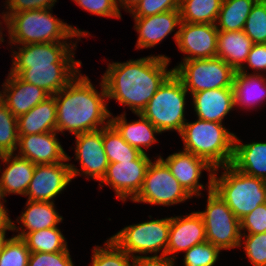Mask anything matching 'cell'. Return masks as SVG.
<instances>
[{"mask_svg": "<svg viewBox=\"0 0 266 266\" xmlns=\"http://www.w3.org/2000/svg\"><path fill=\"white\" fill-rule=\"evenodd\" d=\"M170 58L165 55L147 56L126 62L108 63L103 74L107 99L128 106L140 114L159 87L173 73L167 70Z\"/></svg>", "mask_w": 266, "mask_h": 266, "instance_id": "obj_1", "label": "cell"}, {"mask_svg": "<svg viewBox=\"0 0 266 266\" xmlns=\"http://www.w3.org/2000/svg\"><path fill=\"white\" fill-rule=\"evenodd\" d=\"M8 75L0 91V100L17 118L50 96L42 88L23 81L18 75Z\"/></svg>", "mask_w": 266, "mask_h": 266, "instance_id": "obj_20", "label": "cell"}, {"mask_svg": "<svg viewBox=\"0 0 266 266\" xmlns=\"http://www.w3.org/2000/svg\"><path fill=\"white\" fill-rule=\"evenodd\" d=\"M240 230L247 234L266 232V203L260 204L251 213L240 219Z\"/></svg>", "mask_w": 266, "mask_h": 266, "instance_id": "obj_42", "label": "cell"}, {"mask_svg": "<svg viewBox=\"0 0 266 266\" xmlns=\"http://www.w3.org/2000/svg\"><path fill=\"white\" fill-rule=\"evenodd\" d=\"M22 239L31 253L69 251L67 241L58 227L29 232Z\"/></svg>", "mask_w": 266, "mask_h": 266, "instance_id": "obj_32", "label": "cell"}, {"mask_svg": "<svg viewBox=\"0 0 266 266\" xmlns=\"http://www.w3.org/2000/svg\"><path fill=\"white\" fill-rule=\"evenodd\" d=\"M57 131L40 134L18 135V151L20 157L30 160L34 164H54L64 162L67 154L63 150Z\"/></svg>", "mask_w": 266, "mask_h": 266, "instance_id": "obj_18", "label": "cell"}, {"mask_svg": "<svg viewBox=\"0 0 266 266\" xmlns=\"http://www.w3.org/2000/svg\"><path fill=\"white\" fill-rule=\"evenodd\" d=\"M234 107H256L266 99V77L264 74H248L235 71L233 77Z\"/></svg>", "mask_w": 266, "mask_h": 266, "instance_id": "obj_29", "label": "cell"}, {"mask_svg": "<svg viewBox=\"0 0 266 266\" xmlns=\"http://www.w3.org/2000/svg\"><path fill=\"white\" fill-rule=\"evenodd\" d=\"M257 1L223 0L215 23L216 28L219 31L231 32L243 30L246 19Z\"/></svg>", "mask_w": 266, "mask_h": 266, "instance_id": "obj_30", "label": "cell"}, {"mask_svg": "<svg viewBox=\"0 0 266 266\" xmlns=\"http://www.w3.org/2000/svg\"><path fill=\"white\" fill-rule=\"evenodd\" d=\"M179 2L180 0H141L130 14L133 18H139L179 10Z\"/></svg>", "mask_w": 266, "mask_h": 266, "instance_id": "obj_40", "label": "cell"}, {"mask_svg": "<svg viewBox=\"0 0 266 266\" xmlns=\"http://www.w3.org/2000/svg\"><path fill=\"white\" fill-rule=\"evenodd\" d=\"M0 159L7 165L0 175V195L3 197L7 194L25 196L36 164L14 153L0 155Z\"/></svg>", "mask_w": 266, "mask_h": 266, "instance_id": "obj_23", "label": "cell"}, {"mask_svg": "<svg viewBox=\"0 0 266 266\" xmlns=\"http://www.w3.org/2000/svg\"><path fill=\"white\" fill-rule=\"evenodd\" d=\"M256 74L266 71V43L254 44L245 61ZM261 71V72H260ZM259 72V73H258Z\"/></svg>", "mask_w": 266, "mask_h": 266, "instance_id": "obj_45", "label": "cell"}, {"mask_svg": "<svg viewBox=\"0 0 266 266\" xmlns=\"http://www.w3.org/2000/svg\"><path fill=\"white\" fill-rule=\"evenodd\" d=\"M173 73L181 80L189 94L199 91L230 88L235 70L219 57L180 62Z\"/></svg>", "mask_w": 266, "mask_h": 266, "instance_id": "obj_9", "label": "cell"}, {"mask_svg": "<svg viewBox=\"0 0 266 266\" xmlns=\"http://www.w3.org/2000/svg\"><path fill=\"white\" fill-rule=\"evenodd\" d=\"M188 91L181 80L172 73L159 87L140 113L161 133L175 130L180 134L186 123L185 104Z\"/></svg>", "mask_w": 266, "mask_h": 266, "instance_id": "obj_6", "label": "cell"}, {"mask_svg": "<svg viewBox=\"0 0 266 266\" xmlns=\"http://www.w3.org/2000/svg\"><path fill=\"white\" fill-rule=\"evenodd\" d=\"M69 160L71 157L67 156L64 162L36 164L25 195L28 196V200L54 202L53 198L60 194L73 179L69 163H65Z\"/></svg>", "mask_w": 266, "mask_h": 266, "instance_id": "obj_14", "label": "cell"}, {"mask_svg": "<svg viewBox=\"0 0 266 266\" xmlns=\"http://www.w3.org/2000/svg\"><path fill=\"white\" fill-rule=\"evenodd\" d=\"M208 181L206 209L198 212L204 222L206 239L220 250L240 247V220L212 189V177Z\"/></svg>", "mask_w": 266, "mask_h": 266, "instance_id": "obj_7", "label": "cell"}, {"mask_svg": "<svg viewBox=\"0 0 266 266\" xmlns=\"http://www.w3.org/2000/svg\"><path fill=\"white\" fill-rule=\"evenodd\" d=\"M243 240L245 254L249 258L250 264H253V266H266V232L247 235L245 232L241 233L240 246Z\"/></svg>", "mask_w": 266, "mask_h": 266, "instance_id": "obj_39", "label": "cell"}, {"mask_svg": "<svg viewBox=\"0 0 266 266\" xmlns=\"http://www.w3.org/2000/svg\"><path fill=\"white\" fill-rule=\"evenodd\" d=\"M82 9L93 15L102 17L121 18V12H119L115 0H73Z\"/></svg>", "mask_w": 266, "mask_h": 266, "instance_id": "obj_41", "label": "cell"}, {"mask_svg": "<svg viewBox=\"0 0 266 266\" xmlns=\"http://www.w3.org/2000/svg\"><path fill=\"white\" fill-rule=\"evenodd\" d=\"M18 139L17 117L0 100V155L14 153L18 149Z\"/></svg>", "mask_w": 266, "mask_h": 266, "instance_id": "obj_34", "label": "cell"}, {"mask_svg": "<svg viewBox=\"0 0 266 266\" xmlns=\"http://www.w3.org/2000/svg\"><path fill=\"white\" fill-rule=\"evenodd\" d=\"M218 168L224 169L220 177ZM212 189L239 220L266 203V180L244 174L231 164L214 168Z\"/></svg>", "mask_w": 266, "mask_h": 266, "instance_id": "obj_5", "label": "cell"}, {"mask_svg": "<svg viewBox=\"0 0 266 266\" xmlns=\"http://www.w3.org/2000/svg\"><path fill=\"white\" fill-rule=\"evenodd\" d=\"M174 34L179 50L187 56L183 61L217 57L218 32L215 24L181 22Z\"/></svg>", "mask_w": 266, "mask_h": 266, "instance_id": "obj_13", "label": "cell"}, {"mask_svg": "<svg viewBox=\"0 0 266 266\" xmlns=\"http://www.w3.org/2000/svg\"><path fill=\"white\" fill-rule=\"evenodd\" d=\"M220 249L208 241L192 246L185 251L184 266H214Z\"/></svg>", "mask_w": 266, "mask_h": 266, "instance_id": "obj_37", "label": "cell"}, {"mask_svg": "<svg viewBox=\"0 0 266 266\" xmlns=\"http://www.w3.org/2000/svg\"><path fill=\"white\" fill-rule=\"evenodd\" d=\"M70 256L69 251L34 252L30 254L28 266H74Z\"/></svg>", "mask_w": 266, "mask_h": 266, "instance_id": "obj_43", "label": "cell"}, {"mask_svg": "<svg viewBox=\"0 0 266 266\" xmlns=\"http://www.w3.org/2000/svg\"><path fill=\"white\" fill-rule=\"evenodd\" d=\"M134 29L138 32L136 49L151 48L160 43L175 27L181 24L179 10H172L157 15L134 18Z\"/></svg>", "mask_w": 266, "mask_h": 266, "instance_id": "obj_21", "label": "cell"}, {"mask_svg": "<svg viewBox=\"0 0 266 266\" xmlns=\"http://www.w3.org/2000/svg\"><path fill=\"white\" fill-rule=\"evenodd\" d=\"M34 43L22 45L13 53L12 68H31L41 64H82L74 59L76 42ZM72 45V46H71ZM73 47V48H72ZM73 51V52H72Z\"/></svg>", "mask_w": 266, "mask_h": 266, "instance_id": "obj_15", "label": "cell"}, {"mask_svg": "<svg viewBox=\"0 0 266 266\" xmlns=\"http://www.w3.org/2000/svg\"><path fill=\"white\" fill-rule=\"evenodd\" d=\"M75 159L79 160L81 170L69 163L72 178L85 175L96 181H101L106 174L109 161L103 145V128L75 135ZM80 171L83 172L80 174Z\"/></svg>", "mask_w": 266, "mask_h": 266, "instance_id": "obj_12", "label": "cell"}, {"mask_svg": "<svg viewBox=\"0 0 266 266\" xmlns=\"http://www.w3.org/2000/svg\"><path fill=\"white\" fill-rule=\"evenodd\" d=\"M80 73L54 95L58 133L69 131L78 135L105 128L110 124L111 113L104 99L107 98V92L103 80L100 83L101 91L98 92L90 78Z\"/></svg>", "mask_w": 266, "mask_h": 266, "instance_id": "obj_2", "label": "cell"}, {"mask_svg": "<svg viewBox=\"0 0 266 266\" xmlns=\"http://www.w3.org/2000/svg\"><path fill=\"white\" fill-rule=\"evenodd\" d=\"M191 197L158 157L147 168L142 188L133 202L171 206Z\"/></svg>", "mask_w": 266, "mask_h": 266, "instance_id": "obj_10", "label": "cell"}, {"mask_svg": "<svg viewBox=\"0 0 266 266\" xmlns=\"http://www.w3.org/2000/svg\"><path fill=\"white\" fill-rule=\"evenodd\" d=\"M179 135L184 142L183 150L204 158L214 168L231 164L236 135L222 123L186 121Z\"/></svg>", "mask_w": 266, "mask_h": 266, "instance_id": "obj_4", "label": "cell"}, {"mask_svg": "<svg viewBox=\"0 0 266 266\" xmlns=\"http://www.w3.org/2000/svg\"><path fill=\"white\" fill-rule=\"evenodd\" d=\"M170 224L171 217L153 219L126 226L110 239L133 259L141 256L140 254L157 255L160 251V255H166Z\"/></svg>", "mask_w": 266, "mask_h": 266, "instance_id": "obj_8", "label": "cell"}, {"mask_svg": "<svg viewBox=\"0 0 266 266\" xmlns=\"http://www.w3.org/2000/svg\"><path fill=\"white\" fill-rule=\"evenodd\" d=\"M243 31L254 44L266 43V0H258L252 7Z\"/></svg>", "mask_w": 266, "mask_h": 266, "instance_id": "obj_36", "label": "cell"}, {"mask_svg": "<svg viewBox=\"0 0 266 266\" xmlns=\"http://www.w3.org/2000/svg\"><path fill=\"white\" fill-rule=\"evenodd\" d=\"M3 198L4 197L0 195V223H14V221L12 222V220L10 219L5 205H3L6 202V200H3Z\"/></svg>", "mask_w": 266, "mask_h": 266, "instance_id": "obj_49", "label": "cell"}, {"mask_svg": "<svg viewBox=\"0 0 266 266\" xmlns=\"http://www.w3.org/2000/svg\"><path fill=\"white\" fill-rule=\"evenodd\" d=\"M30 254L22 238L11 237L0 254V266H28Z\"/></svg>", "mask_w": 266, "mask_h": 266, "instance_id": "obj_38", "label": "cell"}, {"mask_svg": "<svg viewBox=\"0 0 266 266\" xmlns=\"http://www.w3.org/2000/svg\"><path fill=\"white\" fill-rule=\"evenodd\" d=\"M57 0H7V12H2V18L6 14L18 13L27 10L52 9ZM5 13V14H4Z\"/></svg>", "mask_w": 266, "mask_h": 266, "instance_id": "obj_44", "label": "cell"}, {"mask_svg": "<svg viewBox=\"0 0 266 266\" xmlns=\"http://www.w3.org/2000/svg\"><path fill=\"white\" fill-rule=\"evenodd\" d=\"M56 103L54 95L34 106L17 118L18 135L56 131Z\"/></svg>", "mask_w": 266, "mask_h": 266, "instance_id": "obj_28", "label": "cell"}, {"mask_svg": "<svg viewBox=\"0 0 266 266\" xmlns=\"http://www.w3.org/2000/svg\"><path fill=\"white\" fill-rule=\"evenodd\" d=\"M25 207L24 212L18 217L20 221L17 219V222L23 225L18 228L14 224V231H21L15 235L19 238H23L29 232L57 227L63 220L56 211L54 202L27 200Z\"/></svg>", "mask_w": 266, "mask_h": 266, "instance_id": "obj_25", "label": "cell"}, {"mask_svg": "<svg viewBox=\"0 0 266 266\" xmlns=\"http://www.w3.org/2000/svg\"><path fill=\"white\" fill-rule=\"evenodd\" d=\"M91 258L92 266H133V258L110 238L106 240L104 248H93Z\"/></svg>", "mask_w": 266, "mask_h": 266, "instance_id": "obj_35", "label": "cell"}, {"mask_svg": "<svg viewBox=\"0 0 266 266\" xmlns=\"http://www.w3.org/2000/svg\"><path fill=\"white\" fill-rule=\"evenodd\" d=\"M103 145L109 163L135 161L142 154L129 145L111 124L103 128Z\"/></svg>", "mask_w": 266, "mask_h": 266, "instance_id": "obj_33", "label": "cell"}, {"mask_svg": "<svg viewBox=\"0 0 266 266\" xmlns=\"http://www.w3.org/2000/svg\"><path fill=\"white\" fill-rule=\"evenodd\" d=\"M159 158L167 165L171 174L191 197L193 195L201 196L200 191L205 188L203 184L199 183L203 170L209 171V177L213 176V166L204 158L185 150L173 153L166 159L161 156Z\"/></svg>", "mask_w": 266, "mask_h": 266, "instance_id": "obj_17", "label": "cell"}, {"mask_svg": "<svg viewBox=\"0 0 266 266\" xmlns=\"http://www.w3.org/2000/svg\"><path fill=\"white\" fill-rule=\"evenodd\" d=\"M197 118L222 123L234 108L233 87L199 91L191 94Z\"/></svg>", "mask_w": 266, "mask_h": 266, "instance_id": "obj_22", "label": "cell"}, {"mask_svg": "<svg viewBox=\"0 0 266 266\" xmlns=\"http://www.w3.org/2000/svg\"><path fill=\"white\" fill-rule=\"evenodd\" d=\"M150 163L147 153H142L135 161L109 163L99 186L101 188L102 184L110 186L115 191L116 197L123 202L128 198L132 201L142 188Z\"/></svg>", "mask_w": 266, "mask_h": 266, "instance_id": "obj_11", "label": "cell"}, {"mask_svg": "<svg viewBox=\"0 0 266 266\" xmlns=\"http://www.w3.org/2000/svg\"><path fill=\"white\" fill-rule=\"evenodd\" d=\"M7 230L14 231V223H0V254L10 240V238L7 239L5 236Z\"/></svg>", "mask_w": 266, "mask_h": 266, "instance_id": "obj_47", "label": "cell"}, {"mask_svg": "<svg viewBox=\"0 0 266 266\" xmlns=\"http://www.w3.org/2000/svg\"><path fill=\"white\" fill-rule=\"evenodd\" d=\"M231 165L244 174L266 180V142L242 144L235 136Z\"/></svg>", "mask_w": 266, "mask_h": 266, "instance_id": "obj_27", "label": "cell"}, {"mask_svg": "<svg viewBox=\"0 0 266 266\" xmlns=\"http://www.w3.org/2000/svg\"><path fill=\"white\" fill-rule=\"evenodd\" d=\"M205 241H207L205 226L202 216L198 212L171 217L166 256L176 259L174 253L185 252L192 246ZM171 254L172 256H170Z\"/></svg>", "mask_w": 266, "mask_h": 266, "instance_id": "obj_19", "label": "cell"}, {"mask_svg": "<svg viewBox=\"0 0 266 266\" xmlns=\"http://www.w3.org/2000/svg\"><path fill=\"white\" fill-rule=\"evenodd\" d=\"M0 24L2 25V22L0 21ZM1 25H0V28L2 29V27H1ZM0 29V44H1V42H4V38L2 37V30Z\"/></svg>", "mask_w": 266, "mask_h": 266, "instance_id": "obj_50", "label": "cell"}, {"mask_svg": "<svg viewBox=\"0 0 266 266\" xmlns=\"http://www.w3.org/2000/svg\"><path fill=\"white\" fill-rule=\"evenodd\" d=\"M51 9L27 10L13 14H6L3 21L9 34V43L12 45L67 42L69 38L87 36V31H81L50 12Z\"/></svg>", "mask_w": 266, "mask_h": 266, "instance_id": "obj_3", "label": "cell"}, {"mask_svg": "<svg viewBox=\"0 0 266 266\" xmlns=\"http://www.w3.org/2000/svg\"><path fill=\"white\" fill-rule=\"evenodd\" d=\"M175 259L166 255L139 256L133 259V266H175Z\"/></svg>", "mask_w": 266, "mask_h": 266, "instance_id": "obj_46", "label": "cell"}, {"mask_svg": "<svg viewBox=\"0 0 266 266\" xmlns=\"http://www.w3.org/2000/svg\"><path fill=\"white\" fill-rule=\"evenodd\" d=\"M82 64H41L31 68H11L10 74L18 75L23 81L55 95L66 87L80 72Z\"/></svg>", "mask_w": 266, "mask_h": 266, "instance_id": "obj_16", "label": "cell"}, {"mask_svg": "<svg viewBox=\"0 0 266 266\" xmlns=\"http://www.w3.org/2000/svg\"><path fill=\"white\" fill-rule=\"evenodd\" d=\"M223 0H180L181 22L215 24Z\"/></svg>", "mask_w": 266, "mask_h": 266, "instance_id": "obj_31", "label": "cell"}, {"mask_svg": "<svg viewBox=\"0 0 266 266\" xmlns=\"http://www.w3.org/2000/svg\"><path fill=\"white\" fill-rule=\"evenodd\" d=\"M253 45L254 43L243 30L219 31L217 57L221 58L235 71L245 72L248 68L243 62L245 63Z\"/></svg>", "mask_w": 266, "mask_h": 266, "instance_id": "obj_26", "label": "cell"}, {"mask_svg": "<svg viewBox=\"0 0 266 266\" xmlns=\"http://www.w3.org/2000/svg\"><path fill=\"white\" fill-rule=\"evenodd\" d=\"M140 1L141 0H115L119 12H120V8L122 7L123 9H125V11L128 9L127 12H129V13L136 7V5ZM119 6H120V8H119Z\"/></svg>", "mask_w": 266, "mask_h": 266, "instance_id": "obj_48", "label": "cell"}, {"mask_svg": "<svg viewBox=\"0 0 266 266\" xmlns=\"http://www.w3.org/2000/svg\"><path fill=\"white\" fill-rule=\"evenodd\" d=\"M136 115L140 119L128 123L125 117L126 113L116 117H113L111 113L110 124L129 145L145 154L146 152L143 147H151L153 143L157 142L155 134H161V132L141 114Z\"/></svg>", "mask_w": 266, "mask_h": 266, "instance_id": "obj_24", "label": "cell"}]
</instances>
